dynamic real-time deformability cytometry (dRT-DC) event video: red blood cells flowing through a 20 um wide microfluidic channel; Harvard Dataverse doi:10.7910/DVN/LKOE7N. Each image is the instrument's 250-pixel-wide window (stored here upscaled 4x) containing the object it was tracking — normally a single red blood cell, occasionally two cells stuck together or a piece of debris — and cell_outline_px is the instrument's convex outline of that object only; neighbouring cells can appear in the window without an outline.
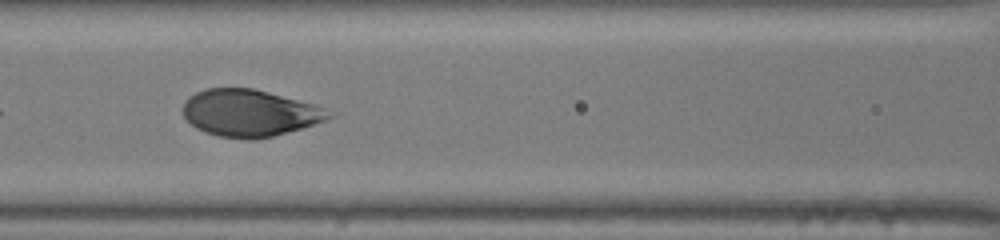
{"species": "human", "species_latin": "Homo sapiens", "temperature_condition": "room temperature", "stored_images_in_passage": 20, "camera_frame_rate_fps": 3000, "um_per_image_px": 0.085, "donor": {"sex": "male"}, "frame": {"image": 1, "passage_image": 6, "time_ms": 1.667, "image_size_px": [1000, 240], "cell_outline_px": [[332, 116], [324, 120], [300, 128], [272, 136], [256, 140], [248, 140], [216, 136], [204, 132], [196, 128], [184, 116], [184, 100], [188, 96], [204, 88], [252, 88], [268, 92], [312, 104], [320, 108]], "centroid_in_image_um": [21.11, 9.61], "position_along_channel_um": 145.5, "area_um2": 39.3}}